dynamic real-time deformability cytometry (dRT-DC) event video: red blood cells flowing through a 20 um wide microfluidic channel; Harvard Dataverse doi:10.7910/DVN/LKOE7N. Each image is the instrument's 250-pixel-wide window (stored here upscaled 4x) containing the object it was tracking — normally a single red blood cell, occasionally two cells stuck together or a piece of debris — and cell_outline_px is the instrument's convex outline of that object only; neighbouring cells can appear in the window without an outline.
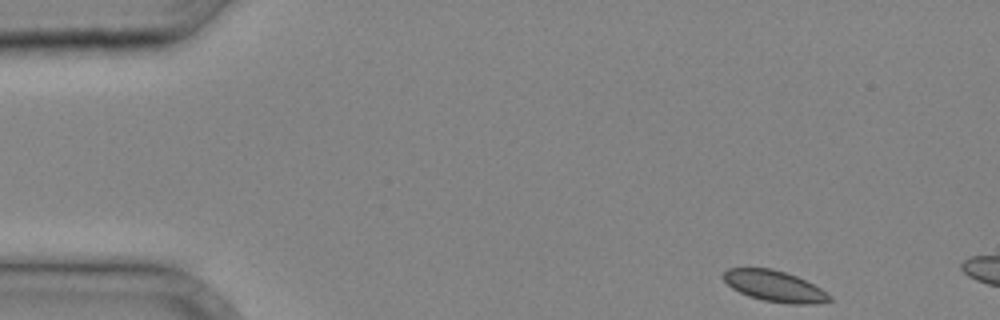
{"species": "common noctule bat (a hibernating species)", "species_latin": "Nyctalus noctula", "temperature_condition": "cold", "stored_images_in_passage": 5, "camera_frame_rate_fps": 3000, "um_per_image_px": 0.085, "animal": {"sex": "male", "body_mass_g": 20.4}, "frame": {"image": 1, "passage_image": 1, "time_ms": 0.0, "image_size_px": [1000, 320], "cell_outline_px": [[832, 300], [816, 304], [788, 304], [764, 300], [748, 296], [732, 288], [720, 276], [728, 268], [772, 268], [796, 276], [820, 288], [832, 296]], "centroid_in_image_um": [65.82, 24.32], "position_along_channel_um": 19.2, "area_um2": 19.13}}